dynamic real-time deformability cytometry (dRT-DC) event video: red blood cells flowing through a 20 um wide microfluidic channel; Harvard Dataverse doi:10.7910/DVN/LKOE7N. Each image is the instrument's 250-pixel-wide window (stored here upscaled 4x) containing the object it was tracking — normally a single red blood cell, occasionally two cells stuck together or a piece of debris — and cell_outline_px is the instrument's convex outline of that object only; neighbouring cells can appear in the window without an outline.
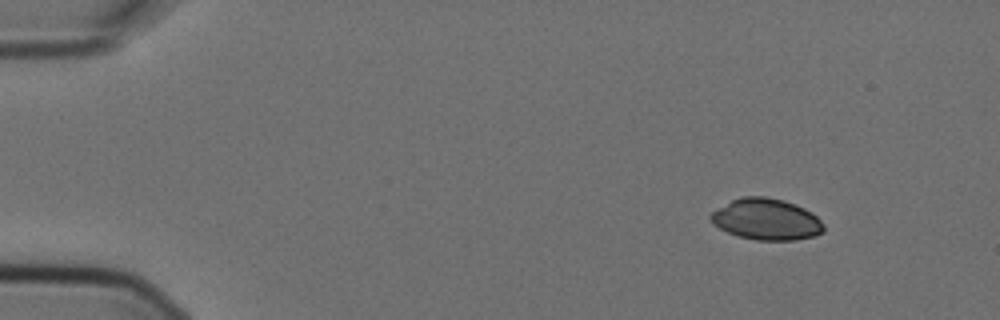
{"species": "Egyptian fruit bat (a non-hibernating species)", "species_latin": "Rousettus aegyptiacus", "temperature_condition": "cold", "stored_images_in_passage": 2, "camera_frame_rate_fps": 3000, "um_per_image_px": 0.085, "animal": {"sex": "female"}, "frame": {"image": 1, "passage_image": 2, "time_ms": 0.333, "image_size_px": [1000, 320], "cell_outline_px": [[824, 232], [816, 236], [792, 240], [756, 240], [740, 236], [728, 232], [712, 224], [708, 220], [708, 216], [716, 208], [740, 196], [764, 196], [784, 200], [796, 204], [812, 212], [824, 224]], "centroid_in_image_um": [65.13, 18.63], "position_along_channel_um": 19.9, "area_um2": 27.46}}